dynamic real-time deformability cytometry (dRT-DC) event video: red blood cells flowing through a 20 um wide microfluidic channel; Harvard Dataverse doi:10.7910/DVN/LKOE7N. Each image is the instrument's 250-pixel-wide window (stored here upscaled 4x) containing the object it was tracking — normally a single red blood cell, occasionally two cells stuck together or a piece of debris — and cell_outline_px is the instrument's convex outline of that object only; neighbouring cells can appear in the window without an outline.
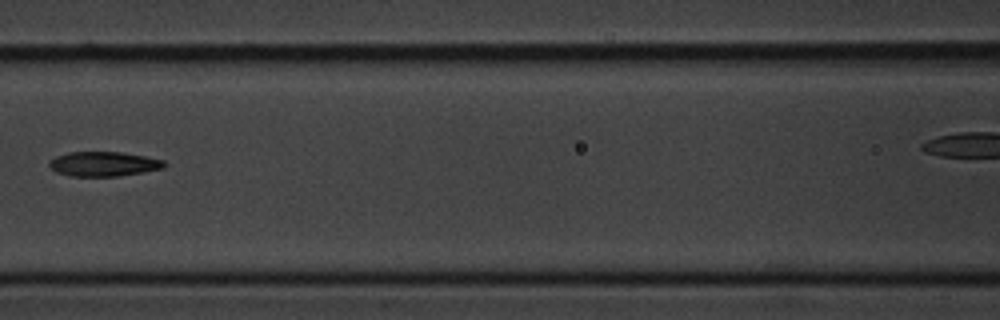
{"species": "common noctule bat (a hibernating species)", "species_latin": "Nyctalus noctula", "temperature_condition": "cold", "stored_images_in_passage": 12, "camera_frame_rate_fps": 3000, "um_per_image_px": 0.085, "animal": {"sex": "male", "body_mass_g": 20.1, "forearm_length_mm": 53.5}, "frame": {"image": 1, "passage_image": 6, "time_ms": 5.667, "image_size_px": [1000, 320], "cell_outline_px": [[168, 164], [164, 168], [116, 176], [68, 176], [56, 172], [48, 164], [48, 160], [56, 156], [68, 152], [120, 152], [144, 156], [164, 160]], "centroid_in_image_um": [8.78, 13.93], "position_along_channel_um": 157.8, "area_um2": 16.47}}
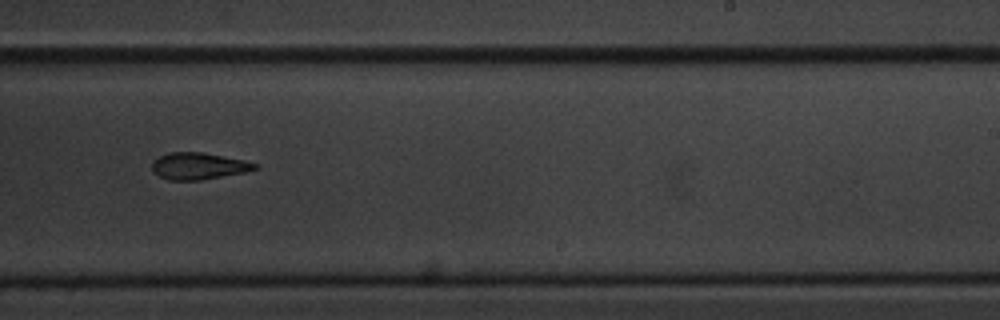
{"frame": {"image": 2, "passage_image": 9, "time_ms": 9.0, "image_size_px": [1000, 320], "cell_outline_px": [[260, 168], [244, 172], [200, 180], [168, 180], [152, 172], [152, 160], [168, 152], [200, 152], [244, 160], [256, 164]], "centroid_in_image_um": [16.83, 14.11], "position_along_channel_um": 272.2, "area_um2": 15.95}}
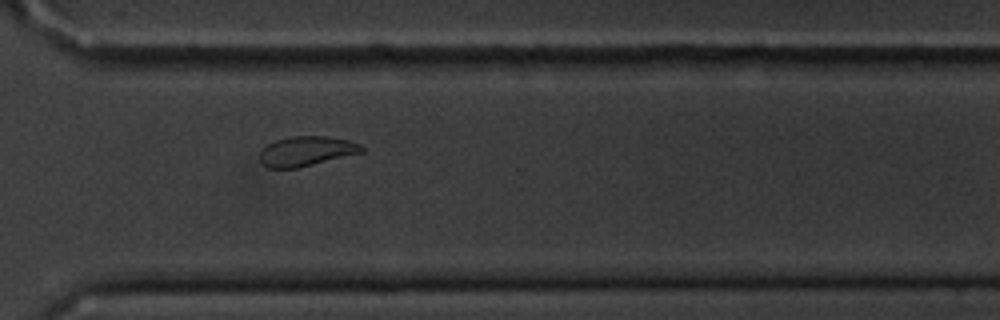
{"frame": {"image": 3, "passage_image": 12, "time_ms": 13.333, "image_size_px": [1000, 320], "cell_outline_px": [[364, 152], [296, 168], [268, 168], [260, 160], [260, 148], [276, 140], [292, 136], [324, 136], [348, 140], [360, 144], [364, 148]], "centroid_in_image_um": [26.03, 12.84], "position_along_channel_um": 344.6, "area_um2": 17.57}}